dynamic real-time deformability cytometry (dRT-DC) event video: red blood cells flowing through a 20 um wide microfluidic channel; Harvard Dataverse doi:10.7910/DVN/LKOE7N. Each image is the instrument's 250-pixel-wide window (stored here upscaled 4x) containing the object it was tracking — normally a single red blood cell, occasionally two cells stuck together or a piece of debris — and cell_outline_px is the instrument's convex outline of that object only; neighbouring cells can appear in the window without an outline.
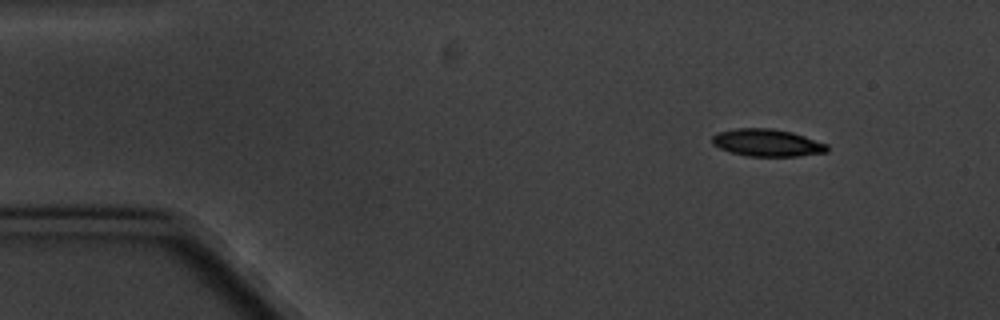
{"species": "common noctule bat (a hibernating species)", "species_latin": "Nyctalus noctula", "temperature_condition": "cold", "stored_images_in_passage": 6, "camera_frame_rate_fps": 3000, "um_per_image_px": 0.085, "animal": {"sex": "male", "body_mass_g": 20.1, "forearm_length_mm": 53.5}, "frame": {"image": 1, "passage_image": 1, "time_ms": 0.0, "image_size_px": [1000, 320], "cell_outline_px": [[828, 152], [800, 156], [748, 156], [732, 152], [720, 148], [712, 144], [712, 136], [716, 132], [736, 128], [772, 128], [792, 132], [828, 144]], "centroid_in_image_um": [65.21, 12.13], "position_along_channel_um": 19.8, "area_um2": 18.38}}
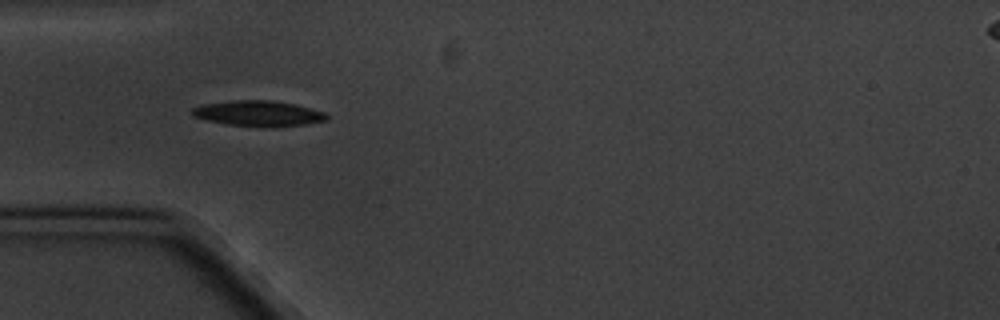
{"frame": {"image": 2, "passage_image": 4, "time_ms": 3.667, "image_size_px": [1000, 320], "cell_outline_px": [[328, 120], [304, 124], [272, 128], [264, 128], [228, 124], [208, 120], [192, 116], [192, 108], [204, 104], [232, 100], [272, 100], [296, 104], [324, 112], [328, 116]], "centroid_in_image_um": [21.99, 9.65], "position_along_channel_um": 63.0, "area_um2": 20.17}}